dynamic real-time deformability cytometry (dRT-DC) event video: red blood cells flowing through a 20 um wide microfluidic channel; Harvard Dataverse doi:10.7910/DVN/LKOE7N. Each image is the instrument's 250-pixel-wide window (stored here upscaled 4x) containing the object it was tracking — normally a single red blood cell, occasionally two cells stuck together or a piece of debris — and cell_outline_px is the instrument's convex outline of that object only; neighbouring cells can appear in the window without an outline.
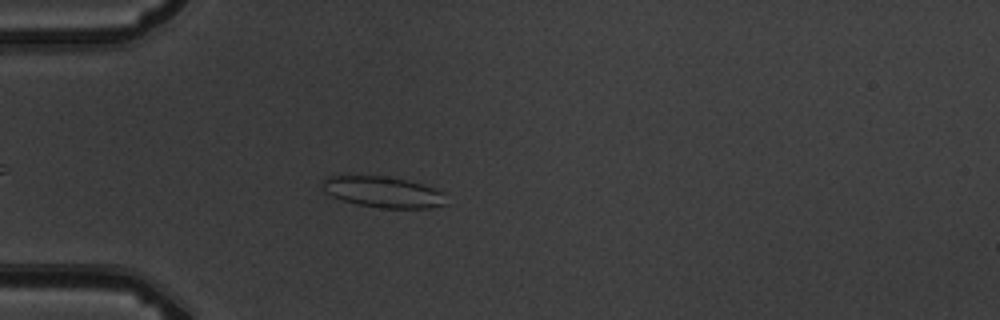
{"species": "common noctule bat (a hibernating species)", "species_latin": "Nyctalus noctula", "temperature_condition": "warm", "stored_images_in_passage": 4, "camera_frame_rate_fps": 3000, "um_per_image_px": 0.085, "animal": {"sex": "male", "body_mass_g": 19.5, "forearm_length_mm": 54.6}, "frame": {"image": 1, "passage_image": 4, "time_ms": 3.667, "image_size_px": [1000, 320], "cell_outline_px": [[448, 204], [428, 208], [380, 208], [356, 204], [332, 196], [324, 192], [324, 180], [328, 176], [388, 176], [408, 180], [444, 192]], "centroid_in_image_um": [32.61, 16.33], "position_along_channel_um": 52.4, "area_um2": 22.25}}